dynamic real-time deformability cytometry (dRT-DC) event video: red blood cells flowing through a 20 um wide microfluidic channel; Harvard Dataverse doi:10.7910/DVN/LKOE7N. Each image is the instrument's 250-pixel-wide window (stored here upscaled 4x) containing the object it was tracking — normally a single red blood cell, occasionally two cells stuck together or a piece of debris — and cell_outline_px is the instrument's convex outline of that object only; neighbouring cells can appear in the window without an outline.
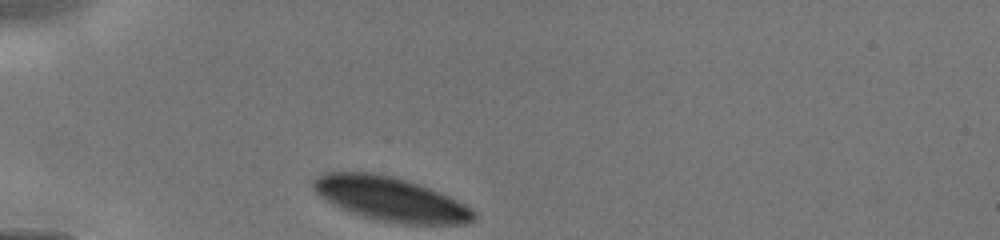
{"species": "human", "species_latin": "Homo sapiens", "temperature_condition": "cold", "stored_images_in_passage": 25, "camera_frame_rate_fps": 3000, "um_per_image_px": 0.085, "donor": {"sex": "male"}, "frame": {"image": 1, "passage_image": 1, "time_ms": 0.0, "image_size_px": [1000, 240], "cell_outline_px": [[476, 220], [464, 224], [400, 224], [376, 220], [360, 216], [348, 212], [324, 200], [312, 188], [312, 180], [316, 176], [324, 172], [372, 172], [392, 176], [420, 184], [448, 196], [472, 208], [476, 212]], "centroid_in_image_um": [33.17, 16.93], "position_along_channel_um": 51.8, "area_um2": 41.67}}
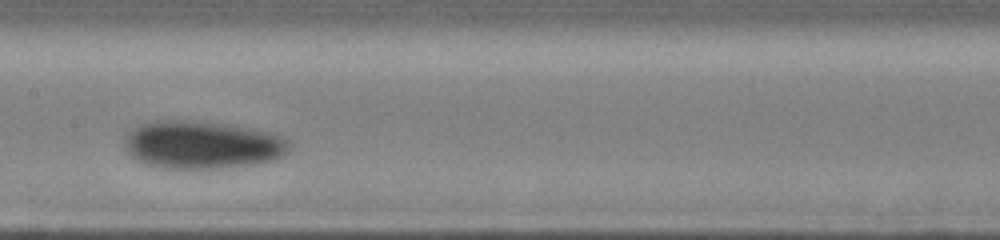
{"frame": {"image": 2, "passage_image": 16, "time_ms": 3.667, "image_size_px": [1000, 240], "cell_outline_px": [[292, 148], [288, 152], [276, 160], [256, 164], [228, 168], [164, 168], [144, 164], [132, 156], [128, 152], [124, 140], [128, 132], [132, 128], [140, 124], [152, 120], [196, 120], [232, 124], [276, 132], [288, 140], [292, 144]], "centroid_in_image_um": [17.27, 12.29], "position_along_channel_um": 190.1, "area_um2": 47.05}}
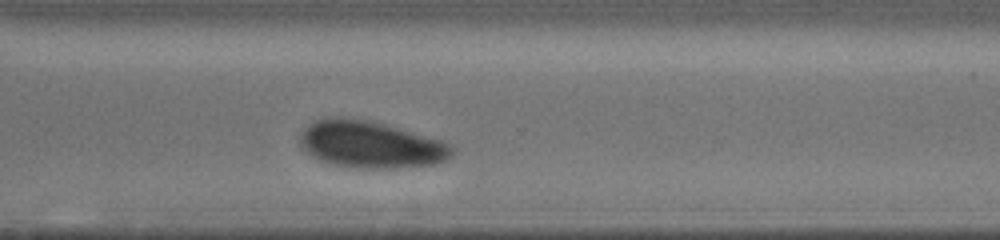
{"frame": {"image": 3, "passage_image": 25, "time_ms": 7.0, "image_size_px": [1000, 240], "cell_outline_px": [[456, 152], [452, 156], [436, 164], [396, 168], [360, 168], [336, 164], [320, 160], [312, 156], [300, 144], [300, 136], [304, 128], [316, 120], [336, 116], [364, 120], [384, 124], [444, 140], [452, 144], [456, 148]], "centroid_in_image_um": [31.58, 12.28], "position_along_channel_um": 339.0, "area_um2": 41.5}}